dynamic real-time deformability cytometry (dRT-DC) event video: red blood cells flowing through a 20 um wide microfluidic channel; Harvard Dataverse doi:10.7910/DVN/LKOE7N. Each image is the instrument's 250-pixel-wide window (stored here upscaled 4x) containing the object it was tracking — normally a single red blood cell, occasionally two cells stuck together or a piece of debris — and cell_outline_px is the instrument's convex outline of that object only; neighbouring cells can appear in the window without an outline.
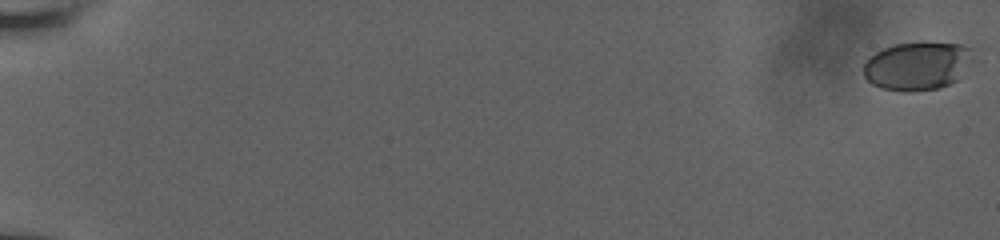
{"species": "human", "species_latin": "Homo sapiens", "temperature_condition": "room temperature", "stored_images_in_passage": 59, "camera_frame_rate_fps": 3000, "um_per_image_px": 0.085, "donor": {"sex": "male"}, "frame": {"image": 1, "passage_image": 1, "time_ms": 0.0, "image_size_px": [1000, 240], "cell_outline_px": [[972, 60], [956, 80], [940, 88], [912, 92], [904, 92], [880, 88], [872, 84], [864, 76], [864, 60], [868, 56], [884, 48], [896, 44], [960, 44], [972, 48]], "centroid_in_image_um": [77.93, 5.63], "position_along_channel_um": 7.1, "area_um2": 30.52}}
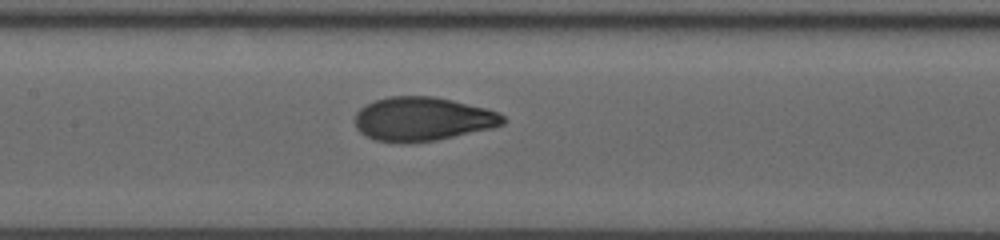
{"frame": {"image": 2, "passage_image": 32, "time_ms": 10.333, "image_size_px": [1000, 240], "cell_outline_px": [[508, 120], [504, 124], [492, 128], [436, 140], [408, 144], [400, 144], [376, 140], [360, 132], [356, 128], [356, 112], [360, 108], [376, 100], [388, 96], [432, 96], [452, 100], [500, 112]], "centroid_in_image_um": [35.94, 10.13], "position_along_channel_um": 171.5, "area_um2": 37.97}}
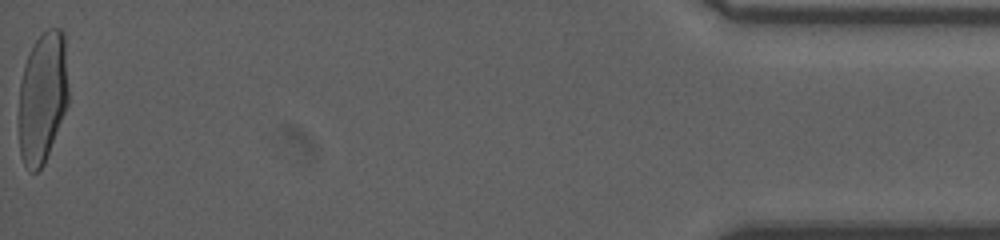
{"frame": {"image": 3, "passage_image": 59, "time_ms": 19.333, "image_size_px": [1000, 240], "cell_outline_px": [[68, 104], [44, 164], [36, 172], [28, 172], [20, 156], [20, 84], [24, 64], [32, 44], [48, 28], [60, 28], [64, 32], [68, 88]], "centroid_in_image_um": [3.63, 8.27], "position_along_channel_um": 431.6, "area_um2": 37.92}, "authors_computed_cell_mechanics": {"area_um2": 36.703, "velocity_mm_per_s": 3.8524, "shape_relaxation_time_tau1_ms": 3.3635, "shape_relaxation_time_tau2_ms": null, "deformation_change_tau1": 0.1721, "deformation_change_tau2": null}}